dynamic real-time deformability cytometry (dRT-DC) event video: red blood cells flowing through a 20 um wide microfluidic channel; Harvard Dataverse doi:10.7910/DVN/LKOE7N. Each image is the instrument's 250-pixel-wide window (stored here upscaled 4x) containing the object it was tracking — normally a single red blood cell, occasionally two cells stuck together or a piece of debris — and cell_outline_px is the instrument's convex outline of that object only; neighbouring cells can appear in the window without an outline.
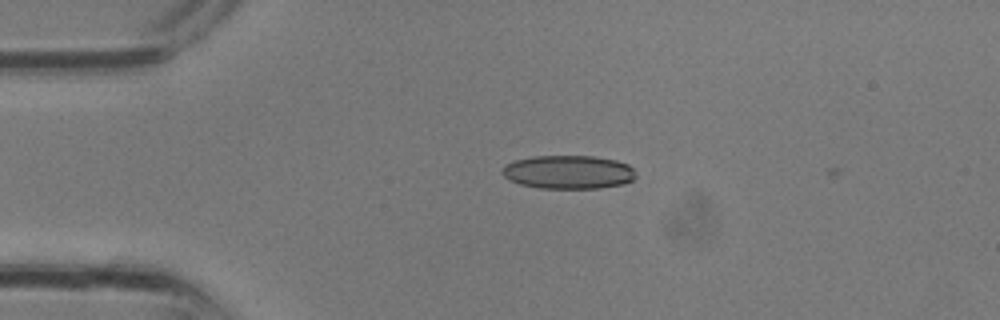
{"species": "common noctule bat (a hibernating species)", "species_latin": "Nyctalus noctula", "temperature_condition": "room temperature", "stored_images_in_passage": 29, "camera_frame_rate_fps": 3000, "um_per_image_px": 0.085, "animal": {"sex": "male", "body_mass_g": 13.3}, "frame": {"image": 1, "passage_image": 4, "time_ms": 1.0, "image_size_px": [1000, 320], "cell_outline_px": [[636, 176], [632, 180], [624, 184], [600, 188], [540, 188], [520, 184], [508, 180], [500, 172], [504, 164], [512, 160], [532, 156], [596, 156], [616, 160], [628, 164], [636, 172]], "centroid_in_image_um": [48.28, 14.62], "position_along_channel_um": 36.7, "area_um2": 26.47}}
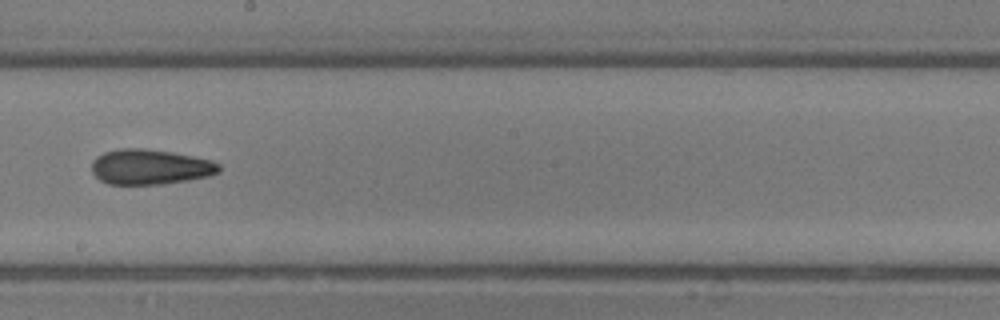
{"frame": {"image": 2, "passage_image": 15, "time_ms": 4.667, "image_size_px": [1000, 320], "cell_outline_px": [[220, 172], [208, 176], [188, 180], [164, 184], [108, 184], [100, 180], [92, 172], [92, 160], [96, 156], [104, 152], [120, 148], [144, 148], [172, 152], [212, 160], [220, 164]], "centroid_in_image_um": [12.75, 14.18], "position_along_channel_um": 235.4, "area_um2": 26.24}}
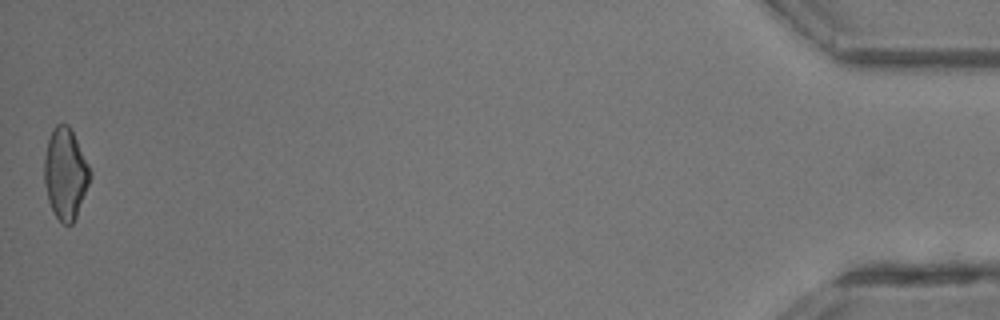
{"frame": {"image": 3, "passage_image": 29, "time_ms": 9.333, "image_size_px": [1000, 320], "cell_outline_px": [[92, 176], [76, 216], [72, 224], [64, 224], [52, 212], [48, 200], [44, 184], [44, 156], [48, 140], [52, 128], [56, 124], [68, 124], [92, 172]], "centroid_in_image_um": [5.54, 14.76], "position_along_channel_um": 429.7, "area_um2": 24.16}}